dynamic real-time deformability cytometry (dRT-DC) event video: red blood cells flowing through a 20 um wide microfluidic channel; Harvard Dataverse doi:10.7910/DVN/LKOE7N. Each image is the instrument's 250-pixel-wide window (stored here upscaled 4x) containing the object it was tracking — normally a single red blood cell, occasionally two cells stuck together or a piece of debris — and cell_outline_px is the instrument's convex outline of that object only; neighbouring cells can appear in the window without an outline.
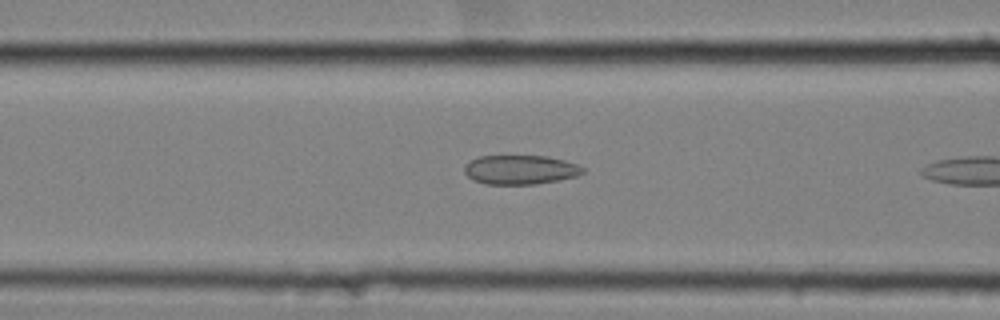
{"species": "common noctule bat (a hibernating species)", "species_latin": "Nyctalus noctula", "temperature_condition": "cold", "stored_images_in_passage": 10, "camera_frame_rate_fps": 3000, "um_per_image_px": 0.085, "animal": {"sex": "female", "body_mass_g": 25.1}, "frame": {"image": 1, "passage_image": 5, "time_ms": 1.333, "image_size_px": [1000, 320], "cell_outline_px": [[584, 172], [576, 176], [560, 180], [536, 184], [484, 184], [472, 180], [464, 172], [464, 168], [472, 160], [480, 156], [548, 156], [564, 160], [576, 164], [584, 168]], "centroid_in_image_um": [44.24, 14.43], "position_along_channel_um": 122.4, "area_um2": 20.11}}
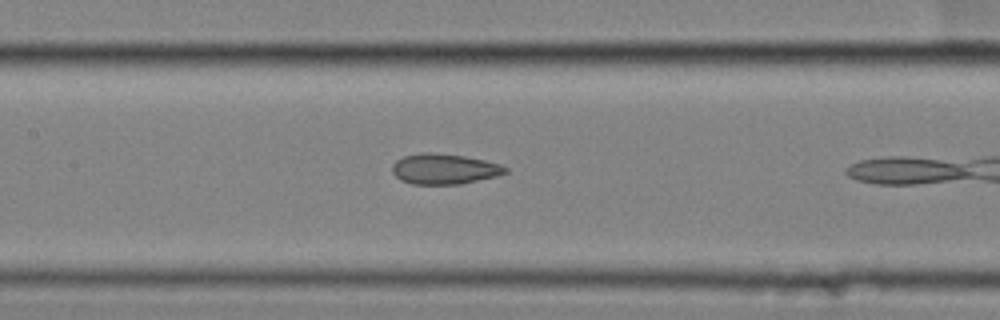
{"frame": {"image": 2, "passage_image": 9, "time_ms": 2.667, "image_size_px": [1000, 320], "cell_outline_px": [[508, 172], [496, 176], [460, 184], [412, 184], [400, 180], [392, 172], [392, 164], [396, 160], [404, 156], [424, 152], [432, 152], [464, 156], [484, 160], [500, 164], [508, 168]], "centroid_in_image_um": [37.75, 14.36], "position_along_channel_um": 169.7, "area_um2": 20.06}}